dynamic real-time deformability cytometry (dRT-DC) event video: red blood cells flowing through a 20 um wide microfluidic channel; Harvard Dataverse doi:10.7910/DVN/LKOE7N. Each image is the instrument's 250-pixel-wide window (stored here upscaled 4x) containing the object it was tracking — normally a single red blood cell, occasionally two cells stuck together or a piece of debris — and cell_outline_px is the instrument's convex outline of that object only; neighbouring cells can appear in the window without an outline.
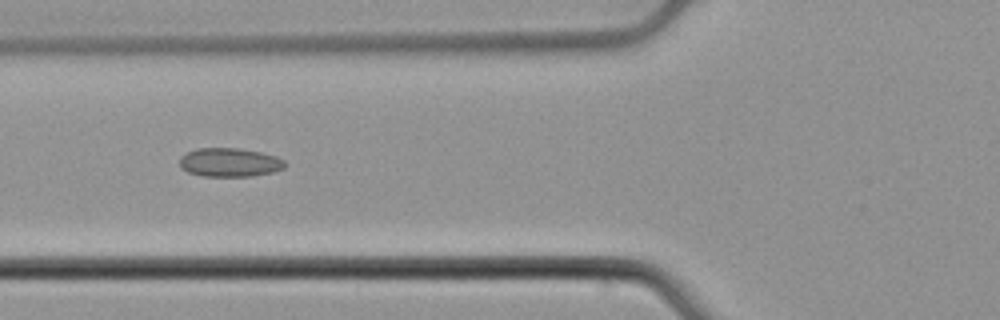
{"species": "common noctule bat (a hibernating species)", "species_latin": "Nyctalus noctula", "temperature_condition": "cold", "stored_images_in_passage": 9, "camera_frame_rate_fps": 3000, "um_per_image_px": 0.085, "animal": {"sex": "male", "body_mass_g": 21.5, "forearm_length_mm": 52.0}, "frame": {"image": 1, "passage_image": 6, "time_ms": 1.667, "image_size_px": [1000, 320], "cell_outline_px": [[284, 168], [272, 172], [252, 176], [204, 176], [188, 172], [180, 168], [180, 156], [196, 148], [240, 148], [260, 152], [276, 156], [284, 160]], "centroid_in_image_um": [19.5, 13.8], "position_along_channel_um": 106.3, "area_um2": 17.63}}
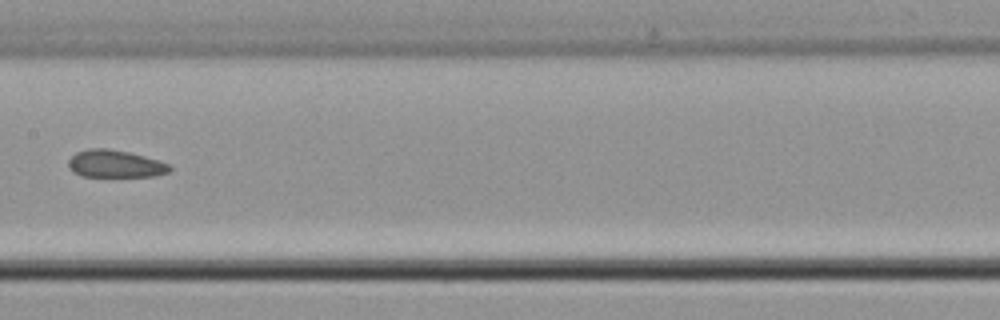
{"frame": {"image": 2, "passage_image": 8, "time_ms": 2.333, "image_size_px": [1000, 320], "cell_outline_px": [[172, 168], [168, 172], [152, 176], [80, 176], [72, 172], [68, 164], [68, 160], [76, 152], [88, 148], [108, 148], [128, 152], [144, 156], [168, 164]], "centroid_in_image_um": [9.73, 13.92], "position_along_channel_um": 197.7, "area_um2": 16.07}}
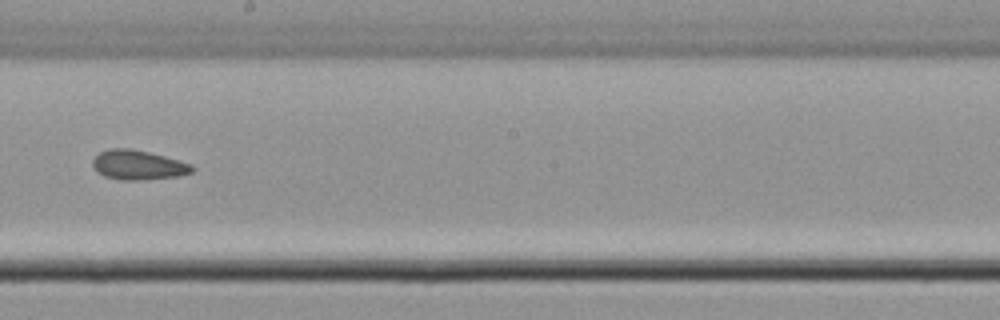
{"frame": {"image": 3, "passage_image": 9, "time_ms": 2.667, "image_size_px": [1000, 320], "cell_outline_px": [[196, 168], [192, 172], [180, 176], [140, 180], [120, 180], [104, 176], [92, 164], [92, 160], [100, 152], [112, 148], [132, 148], [164, 156], [192, 164]], "centroid_in_image_um": [11.78, 14.02], "position_along_channel_um": 236.4, "area_um2": 17.05}}